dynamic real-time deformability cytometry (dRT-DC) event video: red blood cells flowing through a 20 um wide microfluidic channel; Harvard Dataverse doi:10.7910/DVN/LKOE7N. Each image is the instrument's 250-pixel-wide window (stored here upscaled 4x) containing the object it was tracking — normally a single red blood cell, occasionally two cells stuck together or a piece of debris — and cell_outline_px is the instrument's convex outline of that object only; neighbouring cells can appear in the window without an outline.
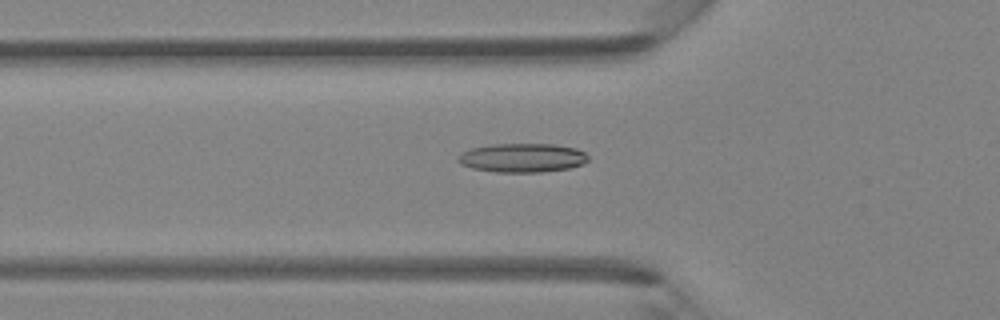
{"species": "Egyptian fruit bat (a non-hibernating species)", "species_latin": "Rousettus aegyptiacus", "temperature_condition": "room temperature", "stored_images_in_passage": 35, "camera_frame_rate_fps": 3000, "um_per_image_px": 0.085, "animal": {"sex": "female"}, "frame": {"image": 1, "passage_image": 5, "time_ms": 1.333, "image_size_px": [1000, 320], "cell_outline_px": [[588, 160], [584, 164], [568, 168], [544, 172], [496, 172], [472, 168], [460, 164], [456, 160], [464, 152], [472, 148], [492, 144], [552, 144], [576, 148], [584, 152], [588, 156]], "centroid_in_image_um": [44.42, 13.42], "position_along_channel_um": 81.4, "area_um2": 21.91}}
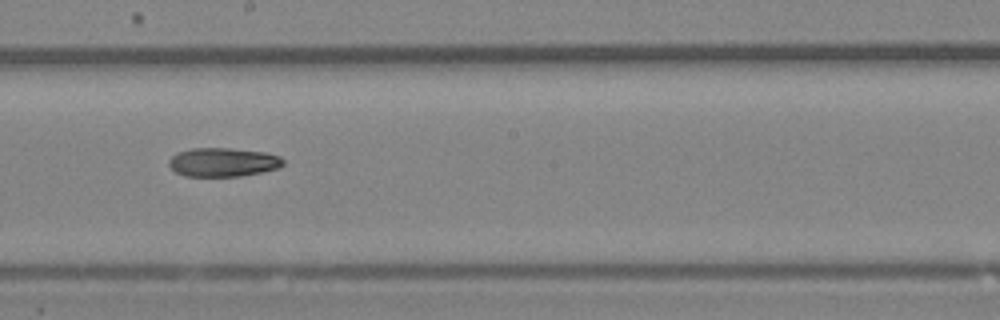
{"frame": {"image": 2, "passage_image": 15, "time_ms": 4.667, "image_size_px": [1000, 320], "cell_outline_px": [[284, 164], [280, 168], [240, 176], [184, 176], [176, 172], [168, 164], [168, 160], [176, 152], [192, 148], [228, 148], [264, 152], [280, 156], [284, 160]], "centroid_in_image_um": [18.95, 13.78], "position_along_channel_um": 229.3, "area_um2": 19.25}}
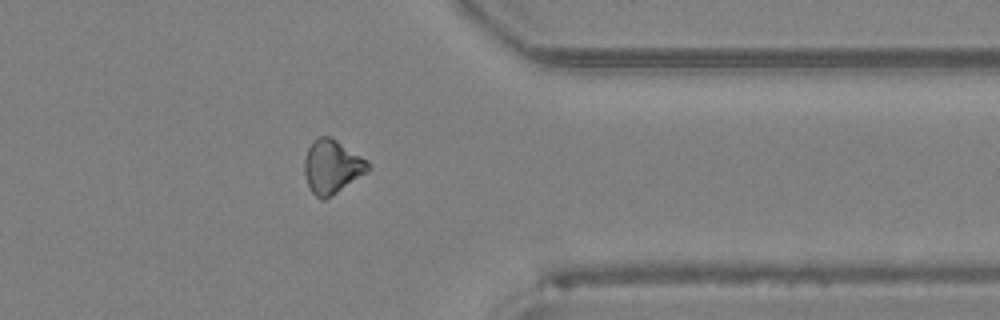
{"frame": {"image": 3, "passage_image": 26, "time_ms": 8.333, "image_size_px": [1000, 320], "cell_outline_px": [[372, 168], [368, 172], [332, 196], [324, 200], [320, 200], [308, 188], [304, 172], [304, 160], [308, 148], [312, 140], [320, 136], [328, 136], [336, 140], [368, 160]], "centroid_in_image_um": [28.22, 14.19], "position_along_channel_um": 383.2, "area_um2": 20.17}}